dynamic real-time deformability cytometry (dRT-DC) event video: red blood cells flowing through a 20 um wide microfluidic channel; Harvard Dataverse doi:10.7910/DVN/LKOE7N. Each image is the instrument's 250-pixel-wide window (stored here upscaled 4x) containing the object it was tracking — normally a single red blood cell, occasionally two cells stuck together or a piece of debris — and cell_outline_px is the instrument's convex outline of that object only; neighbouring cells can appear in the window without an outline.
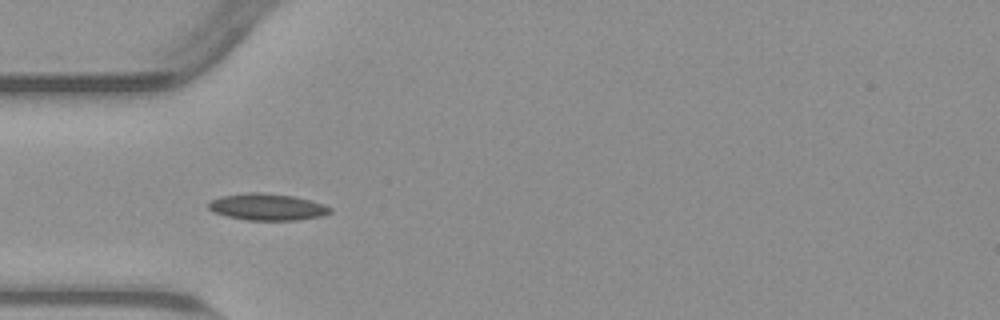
{"species": "common noctule bat (a hibernating species)", "species_latin": "Nyctalus noctula", "temperature_condition": "warm", "stored_images_in_passage": 37, "camera_frame_rate_fps": 3000, "um_per_image_px": 0.085, "animal": {"sex": "male", "body_mass_g": 23.1, "forearm_length_mm": 52.7}, "frame": {"image": 1, "passage_image": 4, "time_ms": 1.0, "image_size_px": [1000, 320], "cell_outline_px": [[332, 212], [324, 216], [296, 220], [244, 220], [228, 216], [216, 212], [208, 208], [208, 200], [220, 196], [248, 192], [260, 192], [292, 196], [324, 204], [332, 208]], "centroid_in_image_um": [22.71, 17.59], "position_along_channel_um": 62.3, "area_um2": 18.96}}
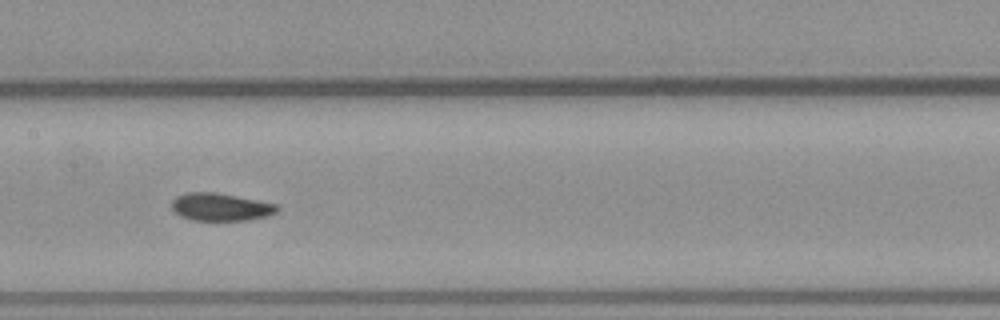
{"frame": {"image": 2, "passage_image": 14, "time_ms": 4.333, "image_size_px": [1000, 320], "cell_outline_px": [[280, 208], [276, 212], [264, 216], [248, 220], [192, 220], [180, 216], [172, 208], [172, 200], [176, 196], [188, 192], [216, 192], [276, 204]], "centroid_in_image_um": [18.72, 17.59], "position_along_channel_um": 188.7, "area_um2": 16.82}}
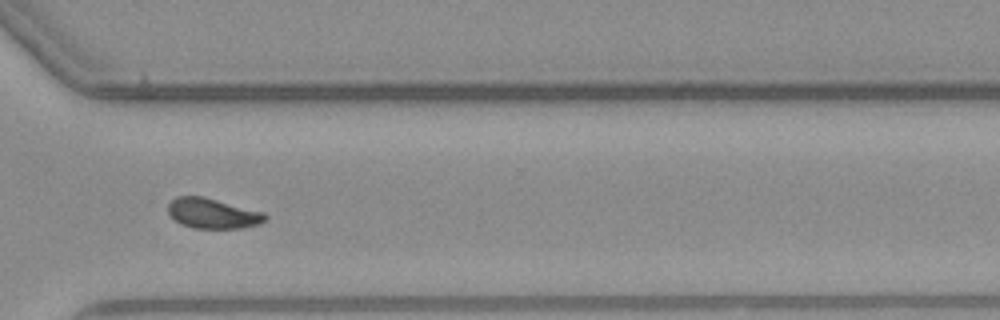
{"frame": {"image": 3, "passage_image": 27, "time_ms": 8.667, "image_size_px": [1000, 320], "cell_outline_px": [[268, 220], [260, 224], [240, 228], [192, 228], [180, 224], [168, 212], [168, 204], [176, 196], [204, 196], [264, 212], [268, 216]], "centroid_in_image_um": [18.11, 18.14], "position_along_channel_um": 352.5, "area_um2": 17.22}, "authors_computed_cell_mechanics": {"area_um2": 17.2244, "velocity_mm_per_s": 3.7881, "shape_relaxation_time_tau1_ms": 3.4289, "shape_relaxation_time_tau2_ms": 1.633, "deformation_change_tau1": 0.1226, "deformation_change_tau2": 0.0571}}